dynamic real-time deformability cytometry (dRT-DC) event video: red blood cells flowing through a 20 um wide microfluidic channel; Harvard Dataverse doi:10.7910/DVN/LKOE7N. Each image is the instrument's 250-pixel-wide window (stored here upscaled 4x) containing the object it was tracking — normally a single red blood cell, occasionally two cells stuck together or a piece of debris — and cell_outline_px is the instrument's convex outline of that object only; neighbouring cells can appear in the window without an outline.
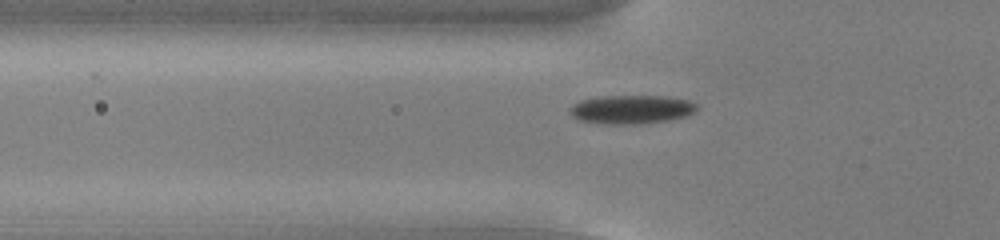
{"species": "common noctule bat (a hibernating species)", "species_latin": "Nyctalus noctula", "temperature_condition": "cold", "stored_images_in_passage": 44, "camera_frame_rate_fps": 3000, "um_per_image_px": 0.085, "animal": {"sex": "male", "body_mass_g": 13.0, "forearm_length_mm": 53.1}, "frame": {"image": 1, "passage_image": 8, "time_ms": 2.333, "image_size_px": [1000, 240], "cell_outline_px": [[700, 108], [696, 112], [688, 116], [668, 120], [640, 124], [600, 124], [580, 120], [572, 116], [568, 112], [572, 104], [580, 100], [604, 96], [664, 96], [688, 100], [696, 104]], "centroid_in_image_um": [53.68, 9.31], "position_along_channel_um": 72.1, "area_um2": 21.5}}
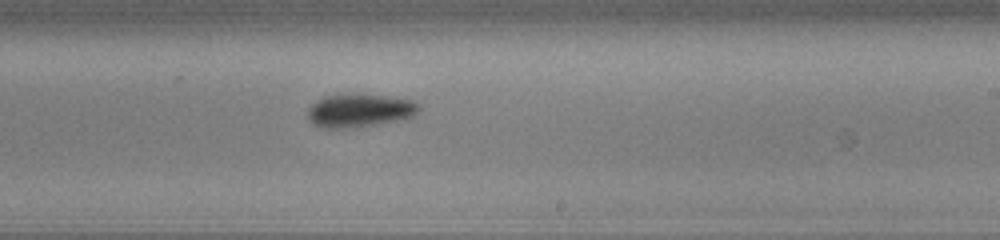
{"frame": {"image": 2, "passage_image": 23, "time_ms": 7.333, "image_size_px": [1000, 240], "cell_outline_px": [[420, 108], [412, 116], [400, 120], [352, 128], [320, 128], [312, 124], [308, 120], [308, 108], [316, 100], [324, 96], [356, 92], [412, 100]], "centroid_in_image_um": [30.49, 9.38], "position_along_channel_um": 258.5, "area_um2": 21.85}}
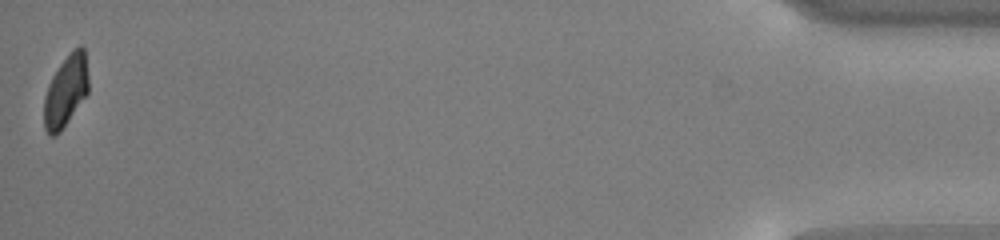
{"frame": {"image": 3, "passage_image": 44, "time_ms": 14.333, "image_size_px": [1000, 240], "cell_outline_px": [[88, 92], [60, 132], [56, 136], [48, 136], [44, 128], [44, 96], [48, 84], [52, 76], [60, 64], [72, 48], [80, 44], [84, 48], [88, 76]], "centroid_in_image_um": [5.58, 7.72], "position_along_channel_um": 429.6, "area_um2": 18.61}}